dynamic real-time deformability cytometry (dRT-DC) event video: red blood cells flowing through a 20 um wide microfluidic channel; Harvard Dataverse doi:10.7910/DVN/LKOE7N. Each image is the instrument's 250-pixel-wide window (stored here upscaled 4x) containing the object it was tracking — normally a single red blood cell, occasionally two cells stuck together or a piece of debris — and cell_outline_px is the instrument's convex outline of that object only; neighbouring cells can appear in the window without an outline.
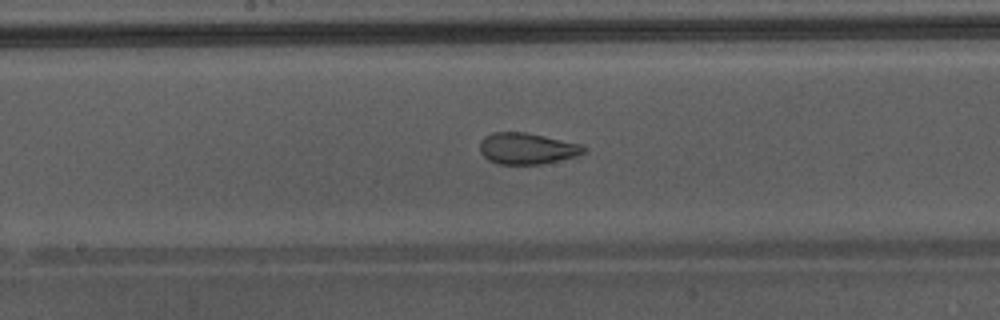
{"species": "Egyptian fruit bat (a non-hibernating species)", "species_latin": "Rousettus aegyptiacus", "temperature_condition": "warm", "stored_images_in_passage": 30, "camera_frame_rate_fps": 3000, "um_per_image_px": 0.085, "animal": {"sex": "male"}, "frame": {"image": 1, "passage_image": 13, "time_ms": 4.0, "image_size_px": [1000, 320], "cell_outline_px": [[588, 152], [576, 156], [544, 164], [496, 164], [488, 160], [480, 152], [480, 140], [484, 136], [492, 132], [524, 132], [544, 136], [580, 144], [588, 148]], "centroid_in_image_um": [44.79, 12.63], "position_along_channel_um": 203.4, "area_um2": 19.13}}